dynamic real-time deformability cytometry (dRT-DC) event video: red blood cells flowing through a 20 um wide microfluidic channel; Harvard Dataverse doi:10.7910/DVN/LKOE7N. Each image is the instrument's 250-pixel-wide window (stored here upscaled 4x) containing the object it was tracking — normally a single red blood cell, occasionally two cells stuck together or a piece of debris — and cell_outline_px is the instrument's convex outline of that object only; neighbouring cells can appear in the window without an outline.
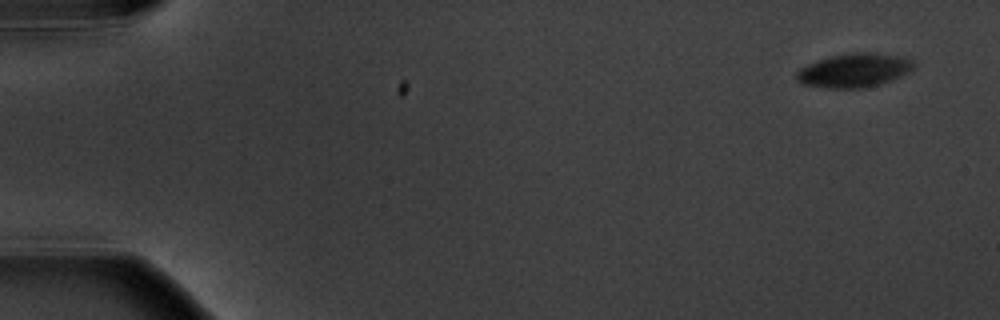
{"species": "common noctule bat (a hibernating species)", "species_latin": "Nyctalus noctula", "temperature_condition": "warm", "stored_images_in_passage": 4, "camera_frame_rate_fps": 3000, "um_per_image_px": 0.085, "animal": {"sex": "male", "body_mass_g": 20.1, "forearm_length_mm": 53.5}, "frame": {"image": 1, "passage_image": 1, "time_ms": 0.0, "image_size_px": [1000, 320], "cell_outline_px": [[916, 68], [892, 80], [880, 84], [864, 88], [828, 88], [804, 84], [796, 80], [796, 72], [800, 68], [808, 64], [832, 56], [852, 52], [868, 52], [908, 56], [916, 64]], "centroid_in_image_um": [72.67, 5.97], "position_along_channel_um": 12.3, "area_um2": 23.29}}